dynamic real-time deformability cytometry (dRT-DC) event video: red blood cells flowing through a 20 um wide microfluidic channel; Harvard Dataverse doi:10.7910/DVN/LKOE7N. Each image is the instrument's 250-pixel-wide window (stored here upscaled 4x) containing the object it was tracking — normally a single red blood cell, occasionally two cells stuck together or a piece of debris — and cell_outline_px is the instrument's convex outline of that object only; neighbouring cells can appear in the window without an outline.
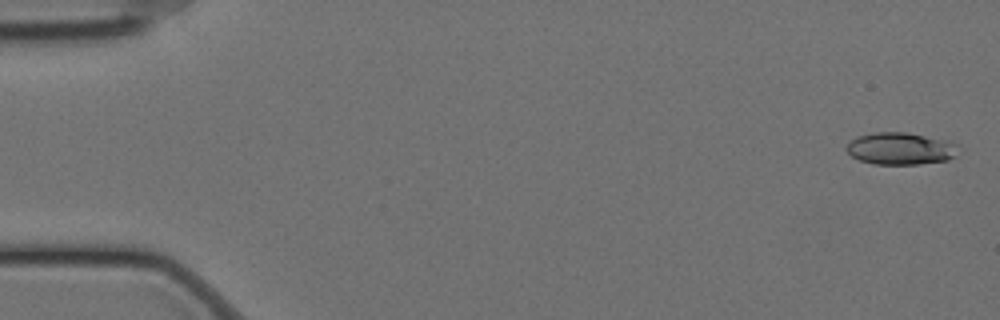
{"species": "Egyptian fruit bat (a non-hibernating species)", "species_latin": "Rousettus aegyptiacus", "temperature_condition": "cold", "stored_images_in_passage": 59, "camera_frame_rate_fps": 3000, "um_per_image_px": 0.085, "animal": {"sex": "female"}, "frame": {"image": 1, "passage_image": 2, "time_ms": 0.333, "image_size_px": [1000, 320], "cell_outline_px": [[960, 144], [956, 156], [948, 160], [916, 164], [872, 164], [860, 160], [852, 156], [844, 148], [856, 136], [876, 132], [904, 132], [952, 140]], "centroid_in_image_um": [76.6, 12.62], "position_along_channel_um": 8.4, "area_um2": 21.27}}
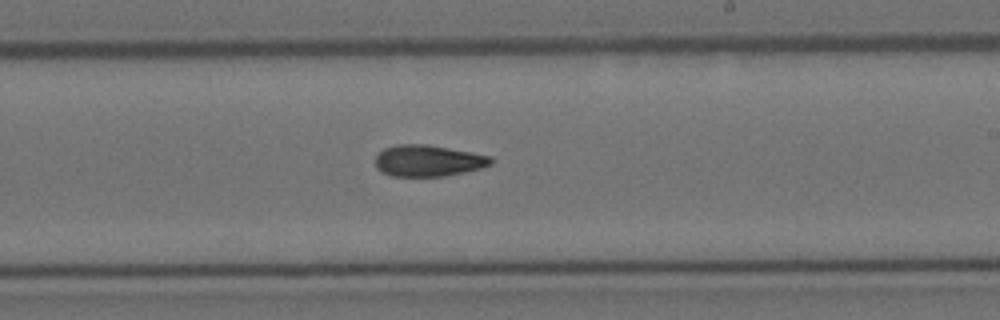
{"frame": {"image": 2, "passage_image": 35, "time_ms": 11.333, "image_size_px": [1000, 320], "cell_outline_px": [[492, 164], [480, 168], [464, 172], [444, 176], [392, 176], [376, 168], [376, 156], [384, 148], [396, 144], [424, 144], [472, 152], [492, 156]], "centroid_in_image_um": [36.4, 13.65], "position_along_channel_um": 252.6, "area_um2": 21.04}}
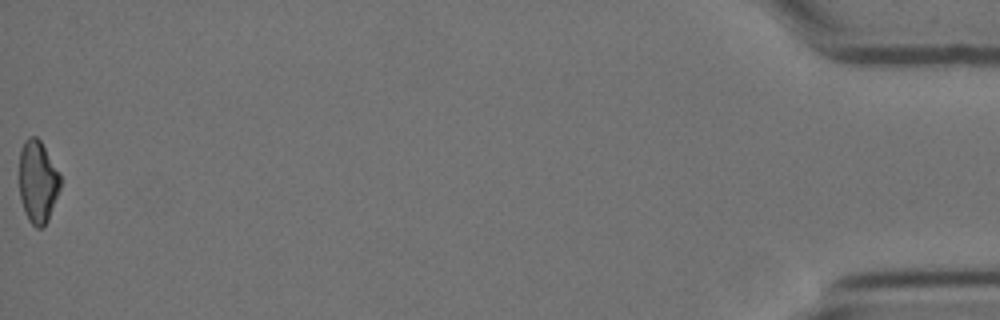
{"frame": {"image": 3, "passage_image": 59, "time_ms": 19.333, "image_size_px": [1000, 320], "cell_outline_px": [[60, 188], [48, 220], [40, 228], [36, 228], [28, 220], [24, 212], [20, 196], [20, 148], [24, 140], [28, 136], [36, 136], [40, 140], [60, 172]], "centroid_in_image_um": [3.21, 15.42], "position_along_channel_um": 432.0, "area_um2": 19.77}, "authors_computed_cell_mechanics": {"area_um2": 20.808, "velocity_mm_per_s": 3.4764, "shape_relaxation_time_tau1_ms": 9.2837, "shape_relaxation_time_tau2_ms": 6.1561, "deformation_change_tau1": 0.2152, "deformation_change_tau2": 0.1444}}